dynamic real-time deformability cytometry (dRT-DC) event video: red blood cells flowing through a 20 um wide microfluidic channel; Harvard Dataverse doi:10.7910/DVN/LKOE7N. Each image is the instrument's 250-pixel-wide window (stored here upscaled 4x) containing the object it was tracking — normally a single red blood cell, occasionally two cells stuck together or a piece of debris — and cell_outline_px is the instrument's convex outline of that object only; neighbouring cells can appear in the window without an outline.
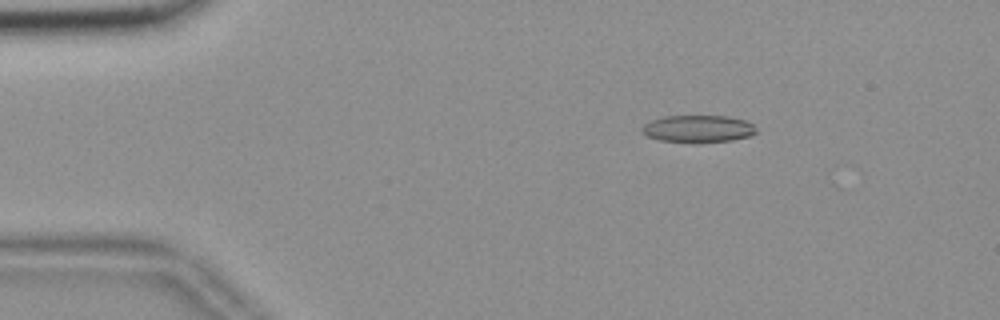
{"species": "common noctule bat (a hibernating species)", "species_latin": "Nyctalus noctula", "temperature_condition": "room temperature", "stored_images_in_passage": 16, "camera_frame_rate_fps": 3000, "um_per_image_px": 0.085, "animal": {"sex": "female", "body_mass_g": 18.4}, "frame": {"image": 1, "passage_image": 5, "time_ms": 1.333, "image_size_px": [1000, 320], "cell_outline_px": [[756, 132], [748, 136], [732, 140], [660, 140], [648, 136], [640, 132], [640, 128], [644, 124], [652, 120], [664, 116], [728, 116], [744, 120], [752, 124]], "centroid_in_image_um": [59.29, 10.9], "position_along_channel_um": 25.7, "area_um2": 17.28}}
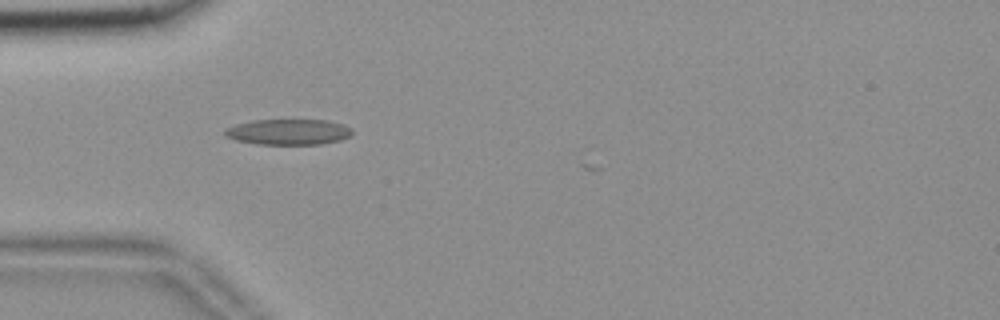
{"frame": {"image": 2, "passage_image": 13, "time_ms": 4.0, "image_size_px": [1000, 320], "cell_outline_px": [[352, 132], [348, 136], [340, 140], [320, 144], [260, 144], [236, 140], [228, 136], [224, 132], [228, 128], [236, 124], [252, 120], [328, 120], [344, 124], [352, 128]], "centroid_in_image_um": [24.56, 11.2], "position_along_channel_um": 60.4, "area_um2": 18.84}}